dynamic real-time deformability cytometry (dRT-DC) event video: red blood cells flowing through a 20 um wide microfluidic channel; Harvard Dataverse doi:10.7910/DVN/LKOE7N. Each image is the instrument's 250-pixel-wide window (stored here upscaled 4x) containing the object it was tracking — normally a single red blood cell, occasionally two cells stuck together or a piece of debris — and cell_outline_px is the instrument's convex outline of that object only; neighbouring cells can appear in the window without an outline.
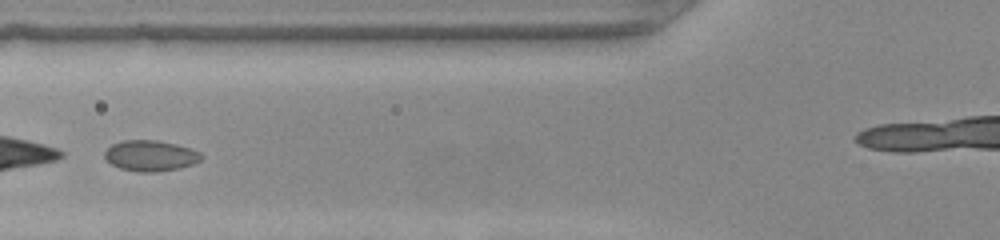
{"species": "common noctule bat (a hibernating species)", "species_latin": "Nyctalus noctula", "temperature_condition": "warm", "stored_images_in_passage": 37, "camera_frame_rate_fps": 3000, "um_per_image_px": 0.085, "animal": {"sex": "female", "body_mass_g": 22.0, "forearm_length_mm": 56.7}, "frame": {"image": 1, "passage_image": 6, "time_ms": 1.667, "image_size_px": [1000, 240], "cell_outline_px": [[204, 156], [200, 160], [192, 164], [180, 168], [156, 172], [136, 172], [120, 168], [112, 164], [104, 156], [104, 152], [112, 144], [120, 140], [156, 140], [176, 144], [200, 152]], "centroid_in_image_um": [12.78, 13.23], "position_along_channel_um": 113.0, "area_um2": 17.34}}